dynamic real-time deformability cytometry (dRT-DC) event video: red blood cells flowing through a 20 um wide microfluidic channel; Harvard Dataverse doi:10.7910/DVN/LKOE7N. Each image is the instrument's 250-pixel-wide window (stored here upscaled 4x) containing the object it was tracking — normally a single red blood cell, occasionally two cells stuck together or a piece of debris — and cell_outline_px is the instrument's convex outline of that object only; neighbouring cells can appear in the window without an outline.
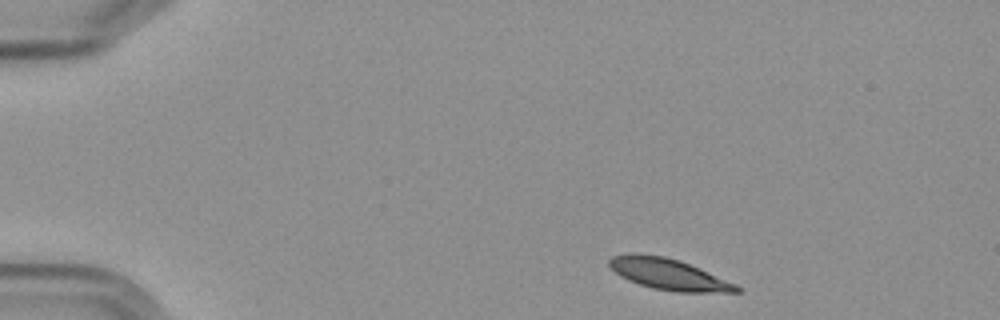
{"species": "Egyptian fruit bat (a non-hibernating species)", "species_latin": "Rousettus aegyptiacus", "temperature_condition": "cold", "stored_images_in_passage": 13, "camera_frame_rate_fps": 3000, "um_per_image_px": 0.085, "frame": {"image": 1, "passage_image": 1, "time_ms": 0.0, "image_size_px": [1000, 320], "cell_outline_px": [[744, 288], [740, 292], [676, 292], [652, 288], [628, 280], [620, 276], [608, 264], [608, 260], [612, 256], [632, 252], [636, 252], [664, 256], [680, 260], [700, 268], [736, 284]], "centroid_in_image_um": [56.83, 23.3], "position_along_channel_um": 28.2, "area_um2": 23.29}}
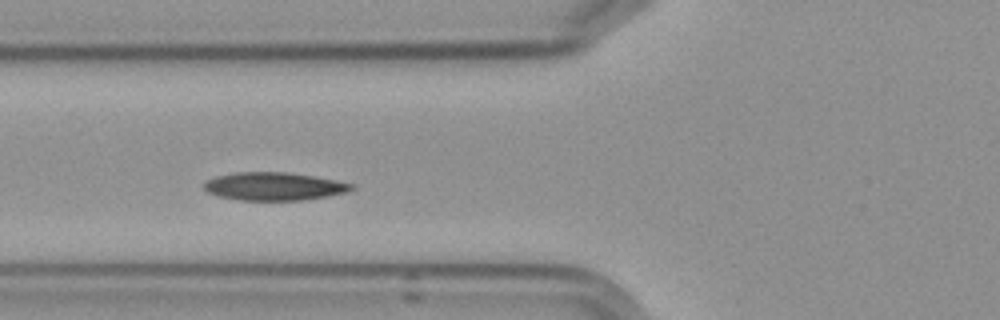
{"frame": {"image": 2, "passage_image": 4, "time_ms": 4.333, "image_size_px": [1000, 320], "cell_outline_px": [[356, 188], [348, 192], [328, 196], [304, 200], [236, 200], [216, 196], [208, 192], [204, 188], [204, 180], [216, 176], [232, 172], [288, 172], [336, 180], [356, 184]], "centroid_in_image_um": [23.29, 15.84], "position_along_channel_um": 102.5, "area_um2": 24.45}}
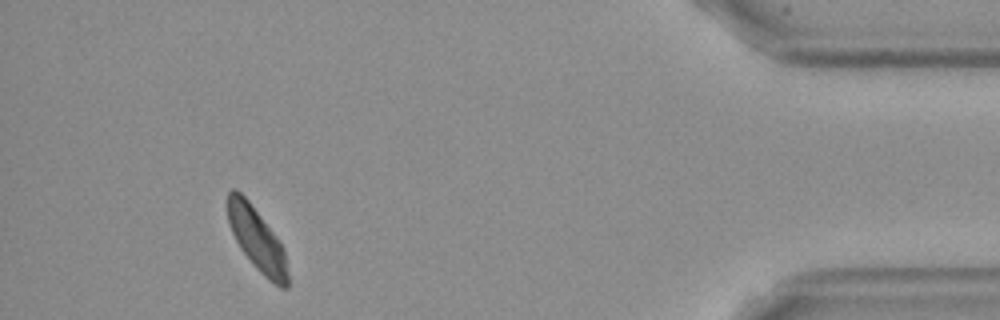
{"frame": {"image": 3, "passage_image": 12, "time_ms": 14.667, "image_size_px": [1000, 320], "cell_outline_px": [[288, 288], [280, 288], [268, 280], [256, 268], [240, 248], [228, 224], [228, 192], [232, 188], [236, 188], [248, 200], [280, 240], [284, 252], [288, 272]], "centroid_in_image_um": [21.85, 20.35], "position_along_channel_um": 413.4, "area_um2": 22.02}, "authors_computed_cell_mechanics": {"area_um2": 23.8714, "velocity_mm_per_s": 3.5315, "shape_relaxation_time_tau1_ms": 2.6352, "shape_relaxation_time_tau2_ms": 10.708, "deformation_change_tau1": 0.081, "deformation_change_tau2": 0.1022}}